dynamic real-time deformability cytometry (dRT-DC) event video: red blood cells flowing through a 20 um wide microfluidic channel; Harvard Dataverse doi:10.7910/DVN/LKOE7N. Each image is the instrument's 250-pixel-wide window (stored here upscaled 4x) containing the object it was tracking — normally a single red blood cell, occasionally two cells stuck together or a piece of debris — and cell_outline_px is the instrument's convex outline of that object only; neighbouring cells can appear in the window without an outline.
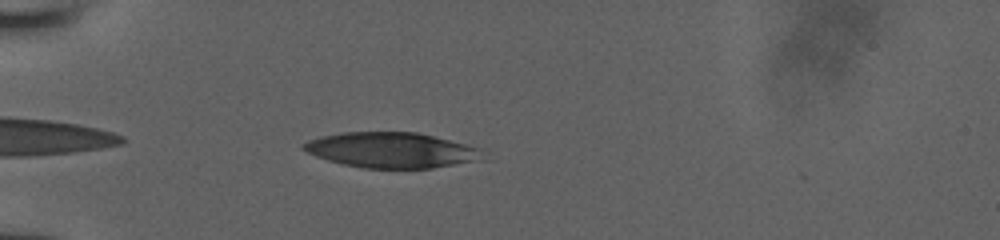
{"species": "human", "species_latin": "Homo sapiens", "temperature_condition": "room temperature", "stored_images_in_passage": 38, "camera_frame_rate_fps": 3000, "um_per_image_px": 0.085, "donor": {"sex": "male"}, "frame": {"image": 1, "passage_image": 3, "time_ms": 0.667, "image_size_px": [1000, 240], "cell_outline_px": [[480, 156], [472, 160], [432, 168], [364, 168], [344, 164], [328, 160], [316, 156], [300, 148], [300, 144], [308, 140], [320, 136], [344, 132], [416, 132], [480, 148]], "centroid_in_image_um": [33.13, 12.75], "position_along_channel_um": 51.9, "area_um2": 36.24}}
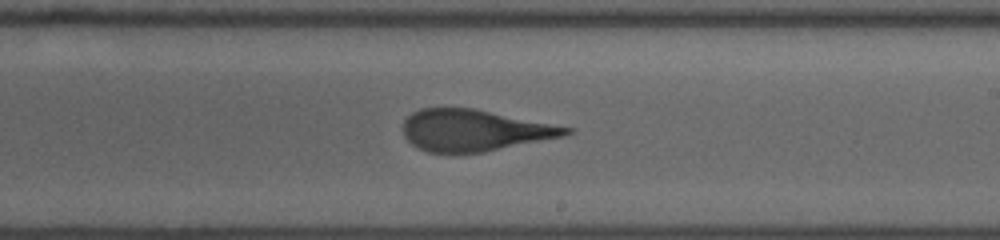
{"frame": {"image": 2, "passage_image": 19, "time_ms": 6.0, "image_size_px": [1000, 240], "cell_outline_px": [[576, 128], [572, 132], [564, 136], [484, 152], [428, 152], [412, 144], [404, 136], [404, 120], [412, 112], [420, 108], [472, 108]], "centroid_in_image_um": [40.34, 11.07], "position_along_channel_um": 248.7, "area_um2": 39.13}}
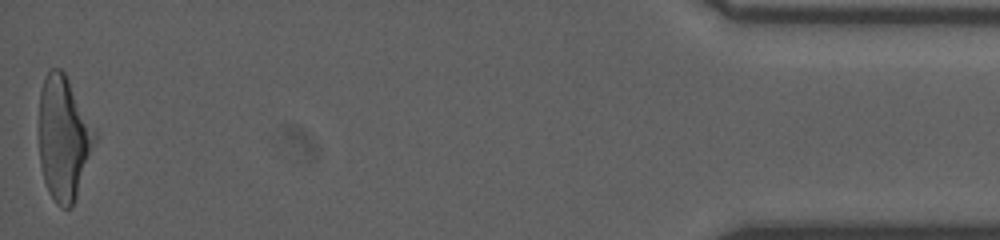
{"frame": {"image": 3, "passage_image": 38, "time_ms": 12.333, "image_size_px": [1000, 240], "cell_outline_px": [[96, 140], [72, 208], [60, 208], [56, 204], [48, 192], [44, 180], [40, 164], [40, 92], [44, 76], [48, 68], [60, 68], [64, 72], [96, 132]], "centroid_in_image_um": [5.39, 11.75], "position_along_channel_um": 429.8, "area_um2": 39.94}}